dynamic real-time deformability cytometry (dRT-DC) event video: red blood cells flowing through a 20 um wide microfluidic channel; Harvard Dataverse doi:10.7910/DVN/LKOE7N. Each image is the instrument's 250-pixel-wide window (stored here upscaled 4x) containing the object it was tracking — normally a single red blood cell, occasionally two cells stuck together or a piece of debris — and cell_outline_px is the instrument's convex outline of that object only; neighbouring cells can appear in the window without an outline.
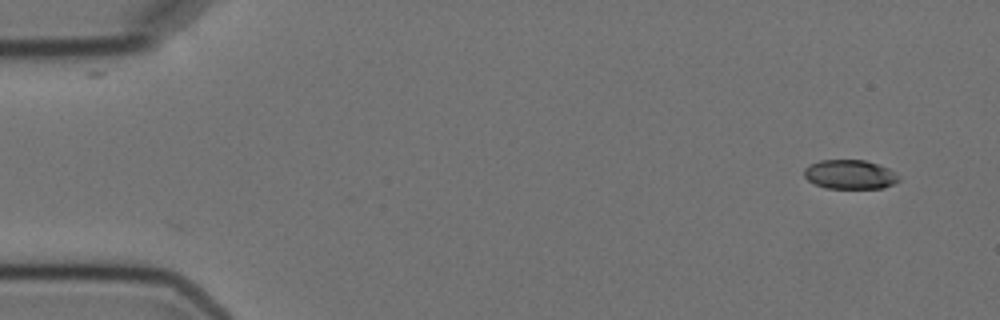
{"species": "Egyptian fruit bat (a non-hibernating species)", "species_latin": "Rousettus aegyptiacus", "temperature_condition": "cold", "stored_images_in_passage": 6, "camera_frame_rate_fps": 3000, "um_per_image_px": 0.085, "animal": {"sex": "female"}, "frame": {"image": 1, "passage_image": 1, "time_ms": 0.0, "image_size_px": [1000, 320], "cell_outline_px": [[900, 180], [884, 188], [824, 188], [808, 180], [804, 176], [804, 168], [820, 160], [864, 160], [888, 168], [896, 172], [900, 176]], "centroid_in_image_um": [72.26, 14.83], "position_along_channel_um": 12.7, "area_um2": 16.07}}
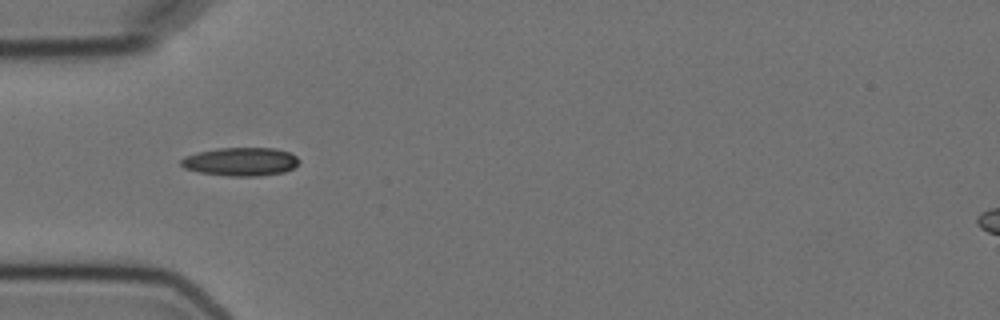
{"frame": {"image": 2, "passage_image": 5, "time_ms": 4.667, "image_size_px": [1000, 320], "cell_outline_px": [[300, 160], [292, 168], [284, 172], [260, 176], [228, 176], [200, 172], [184, 168], [180, 164], [180, 160], [184, 156], [196, 152], [220, 148], [276, 148], [288, 152], [296, 156]], "centroid_in_image_um": [20.43, 13.74], "position_along_channel_um": 64.6, "area_um2": 19.54}}
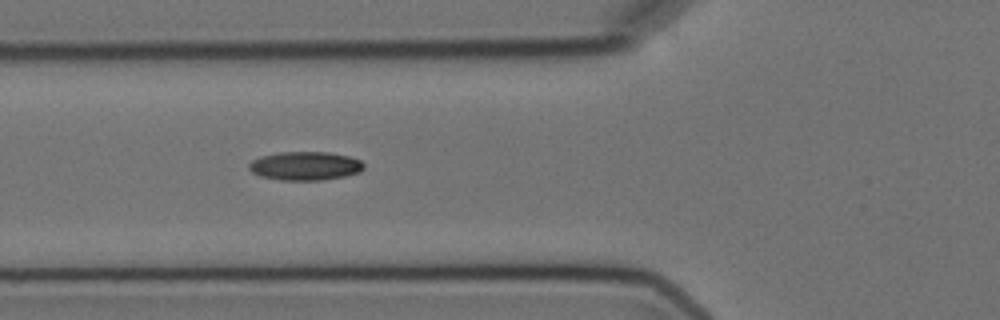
{"frame": {"image": 3, "passage_image": 6, "time_ms": 5.667, "image_size_px": [1000, 320], "cell_outline_px": [[364, 168], [360, 172], [344, 176], [320, 180], [280, 180], [260, 176], [252, 172], [248, 168], [248, 164], [252, 160], [260, 156], [280, 152], [328, 152], [348, 156], [360, 160], [364, 164]], "centroid_in_image_um": [25.92, 14.1], "position_along_channel_um": 99.9, "area_um2": 19.19}}